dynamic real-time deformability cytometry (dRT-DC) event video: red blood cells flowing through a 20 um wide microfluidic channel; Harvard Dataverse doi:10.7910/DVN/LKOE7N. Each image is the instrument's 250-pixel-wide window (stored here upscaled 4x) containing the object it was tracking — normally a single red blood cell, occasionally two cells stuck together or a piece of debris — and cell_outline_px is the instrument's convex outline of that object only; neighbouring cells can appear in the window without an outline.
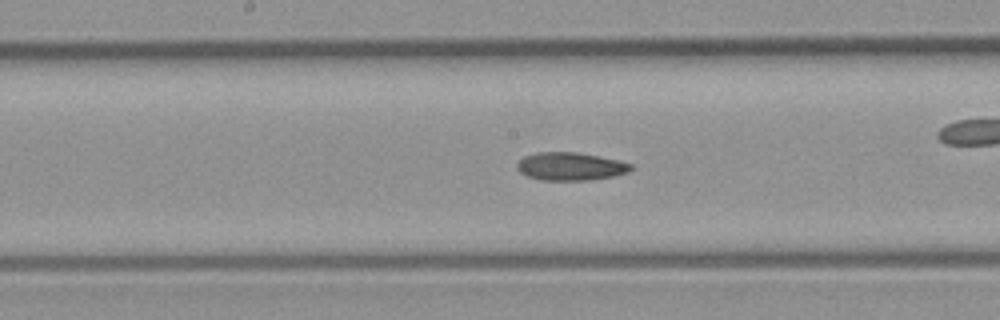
{"species": "common noctule bat (a hibernating species)", "species_latin": "Nyctalus noctula", "temperature_condition": "room temperature", "stored_images_in_passage": 20, "camera_frame_rate_fps": 3000, "um_per_image_px": 0.085, "animal": {"sex": "male", "body_mass_g": 23.1, "forearm_length_mm": 52.7}, "frame": {"image": 1, "passage_image": 9, "time_ms": 2.667, "image_size_px": [1000, 320], "cell_outline_px": [[632, 168], [628, 172], [612, 176], [592, 180], [540, 180], [528, 176], [520, 172], [516, 168], [516, 164], [524, 156], [536, 152], [576, 152], [620, 160], [632, 164]], "centroid_in_image_um": [48.48, 14.14], "position_along_channel_um": 199.7, "area_um2": 18.61}}